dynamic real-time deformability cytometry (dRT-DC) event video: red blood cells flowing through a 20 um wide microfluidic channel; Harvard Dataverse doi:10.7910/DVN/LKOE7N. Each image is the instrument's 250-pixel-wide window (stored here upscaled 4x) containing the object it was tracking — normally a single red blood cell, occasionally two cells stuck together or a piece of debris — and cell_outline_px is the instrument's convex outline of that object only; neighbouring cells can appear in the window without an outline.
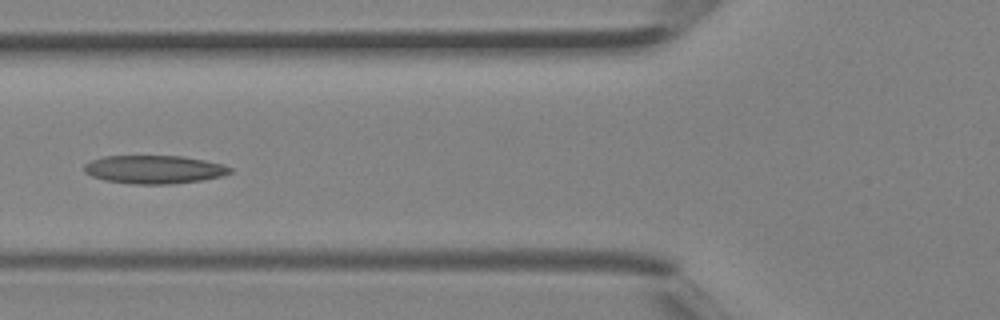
{"species": "Egyptian fruit bat (a non-hibernating species)", "species_latin": "Rousettus aegyptiacus", "temperature_condition": "room temperature", "stored_images_in_passage": 4, "camera_frame_rate_fps": 3000, "um_per_image_px": 0.085, "animal": {"sex": "female"}, "frame": {"image": 1, "passage_image": 4, "time_ms": 1.0, "image_size_px": [1000, 320], "cell_outline_px": [[232, 172], [220, 176], [200, 180], [168, 184], [132, 184], [104, 180], [92, 176], [84, 172], [84, 164], [92, 160], [104, 156], [184, 156], [224, 164], [232, 168]], "centroid_in_image_um": [13.09, 14.4], "position_along_channel_um": 112.7, "area_um2": 23.99}}